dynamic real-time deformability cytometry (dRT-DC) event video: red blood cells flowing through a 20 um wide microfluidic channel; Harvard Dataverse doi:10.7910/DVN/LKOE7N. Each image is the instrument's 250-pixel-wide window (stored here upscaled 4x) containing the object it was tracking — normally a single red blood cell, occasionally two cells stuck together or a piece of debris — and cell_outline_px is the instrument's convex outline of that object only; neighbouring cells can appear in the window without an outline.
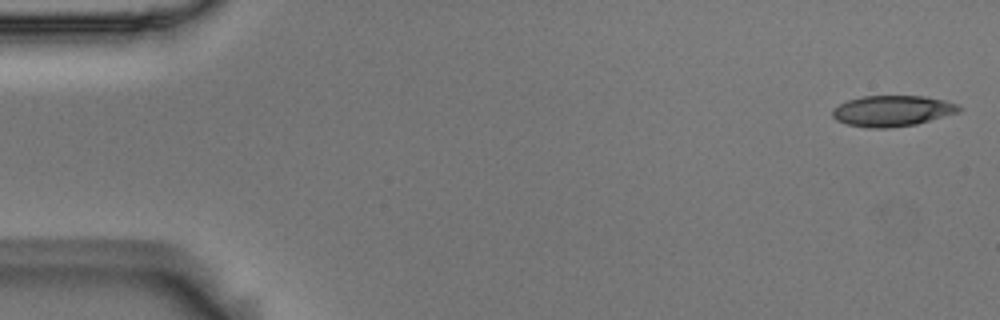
{"species": "Egyptian fruit bat (a non-hibernating species)", "species_latin": "Rousettus aegyptiacus", "temperature_condition": "room temperature", "stored_images_in_passage": 55, "segment_of_instrument_passage": [1, 2], "camera_frame_rate_fps": 3000, "um_per_image_px": 0.085, "animal": {"sex": "male"}, "frame": {"image": 1, "passage_image": 1, "time_ms": 0.0, "image_size_px": [1000, 320], "cell_outline_px": [[964, 108], [960, 112], [916, 124], [888, 128], [868, 128], [848, 124], [836, 120], [832, 116], [832, 108], [848, 100], [864, 96], [924, 96], [944, 100], [956, 104]], "centroid_in_image_um": [75.86, 9.43], "position_along_channel_um": 9.1, "area_um2": 22.77}}
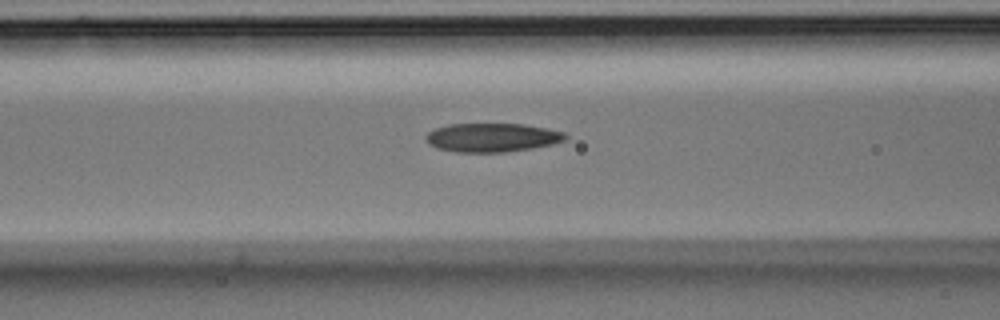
{"frame": {"image": 2, "passage_image": 21, "time_ms": 6.667, "image_size_px": [1000, 320], "cell_outline_px": [[568, 136], [564, 140], [552, 144], [532, 148], [504, 152], [456, 152], [436, 148], [428, 144], [424, 136], [428, 132], [436, 128], [448, 124], [524, 124], [548, 128], [564, 132]], "centroid_in_image_um": [41.81, 11.69], "position_along_channel_um": 124.8, "area_um2": 23.47}}
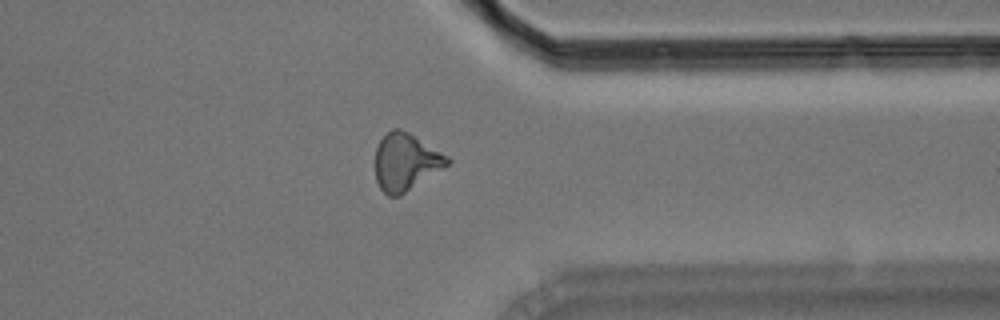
{"frame": {"image": 3, "passage_image": 42, "time_ms": 13.667, "image_size_px": [1000, 320], "cell_outline_px": [[452, 164], [400, 196], [388, 196], [380, 188], [376, 180], [376, 148], [380, 140], [392, 128], [400, 128], [408, 132], [448, 156], [452, 160]], "centroid_in_image_um": [34.52, 13.78], "position_along_channel_um": 376.9, "area_um2": 24.16}}